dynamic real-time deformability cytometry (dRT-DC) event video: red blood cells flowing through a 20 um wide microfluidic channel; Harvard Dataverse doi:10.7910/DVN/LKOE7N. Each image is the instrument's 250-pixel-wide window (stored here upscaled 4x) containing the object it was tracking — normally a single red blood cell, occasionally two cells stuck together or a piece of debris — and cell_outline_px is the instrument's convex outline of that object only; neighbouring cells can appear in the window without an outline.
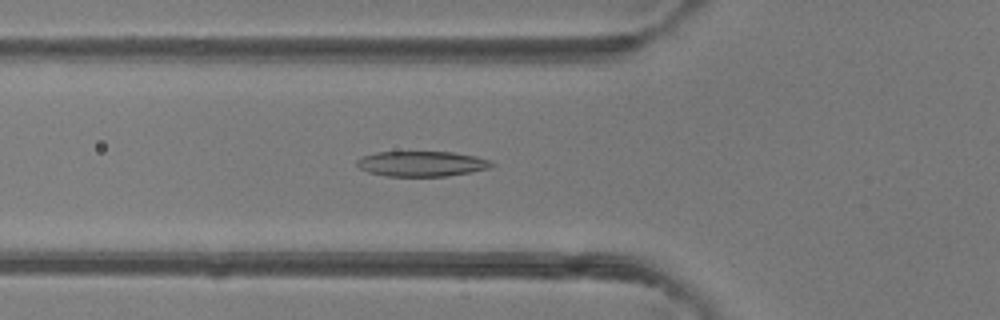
{"species": "common noctule bat (a hibernating species)", "species_latin": "Nyctalus noctula", "temperature_condition": "room temperature", "stored_images_in_passage": 47, "camera_frame_rate_fps": 3000, "um_per_image_px": 0.085, "animal": {"sex": "female"}, "frame": {"image": 1, "passage_image": 16, "time_ms": 5.0, "image_size_px": [1000, 320], "cell_outline_px": [[496, 164], [492, 168], [472, 172], [448, 176], [388, 176], [368, 172], [360, 168], [356, 164], [356, 160], [360, 156], [376, 152], [452, 152], [476, 156], [488, 160]], "centroid_in_image_um": [35.86, 13.92], "position_along_channel_um": 89.9, "area_um2": 20.0}}
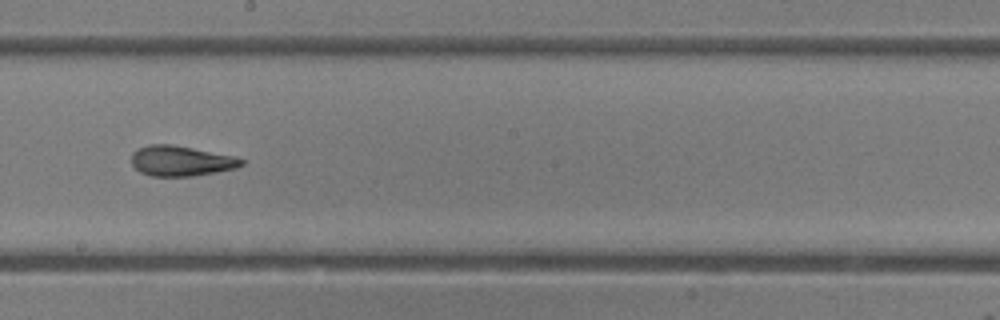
{"frame": {"image": 2, "passage_image": 26, "time_ms": 8.333, "image_size_px": [1000, 320], "cell_outline_px": [[244, 164], [236, 168], [216, 172], [192, 176], [152, 176], [140, 172], [132, 164], [132, 152], [148, 144], [172, 144], [236, 156], [244, 160]], "centroid_in_image_um": [15.4, 13.67], "position_along_channel_um": 232.8, "area_um2": 19.42}}
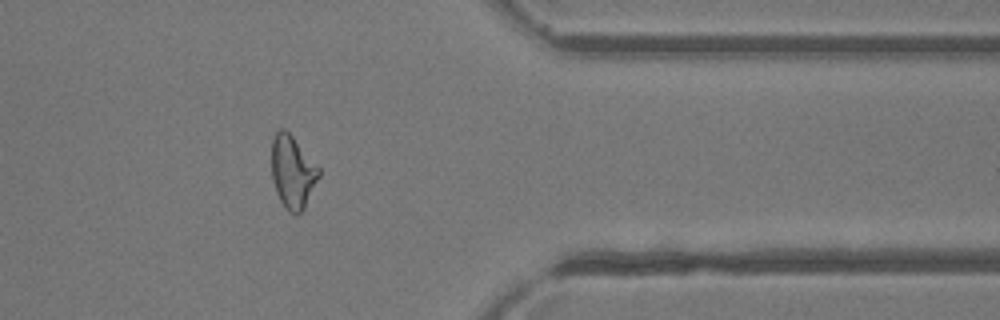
{"frame": {"image": 3, "passage_image": 38, "time_ms": 12.333, "image_size_px": [1000, 320], "cell_outline_px": [[320, 176], [304, 208], [296, 216], [288, 212], [284, 208], [276, 192], [272, 180], [272, 140], [276, 132], [280, 128], [284, 128], [292, 136], [320, 168]], "centroid_in_image_um": [24.87, 14.64], "position_along_channel_um": 386.5, "area_um2": 20.06}, "authors_computed_cell_mechanics": {"area_um2": 20.6924, "velocity_mm_per_s": 4.2602, "shape_relaxation_time_tau1_ms": 4.2408, "shape_relaxation_time_tau2_ms": 2.2227, "deformation_change_tau1": 0.1783, "deformation_change_tau2": 0.1148}}